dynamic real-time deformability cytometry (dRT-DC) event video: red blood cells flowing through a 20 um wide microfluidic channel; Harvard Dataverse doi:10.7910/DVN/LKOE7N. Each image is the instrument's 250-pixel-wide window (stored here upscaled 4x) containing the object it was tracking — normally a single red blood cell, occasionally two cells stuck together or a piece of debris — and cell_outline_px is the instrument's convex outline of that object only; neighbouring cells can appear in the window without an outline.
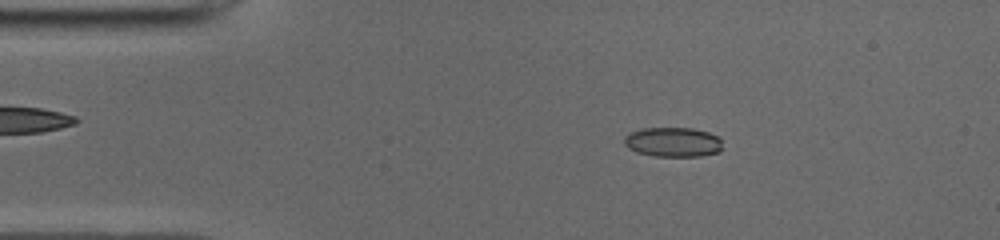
{"species": "common noctule bat (a hibernating species)", "species_latin": "Nyctalus noctula", "temperature_condition": "cold", "stored_images_in_passage": 50, "camera_frame_rate_fps": 3000, "um_per_image_px": 0.085, "animal": {"sex": "male", "body_mass_g": 19.0, "forearm_length_mm": 50.8}, "frame": {"image": 1, "passage_image": 8, "time_ms": 2.333, "image_size_px": [1000, 240], "cell_outline_px": [[724, 148], [720, 152], [700, 156], [652, 156], [636, 152], [628, 148], [624, 144], [624, 136], [632, 132], [644, 128], [692, 128], [708, 132], [716, 136], [720, 140]], "centroid_in_image_um": [57.21, 12.09], "position_along_channel_um": 27.8, "area_um2": 17.05}}
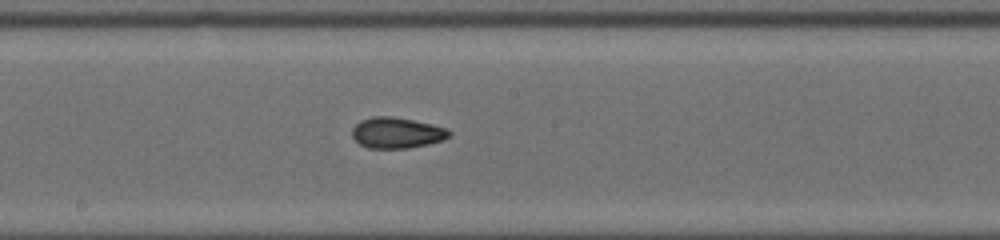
{"frame": {"image": 2, "passage_image": 26, "time_ms": 8.333, "image_size_px": [1000, 240], "cell_outline_px": [[452, 132], [444, 140], [428, 144], [408, 148], [368, 148], [360, 144], [352, 136], [352, 128], [360, 120], [372, 116], [392, 116], [432, 124], [444, 128]], "centroid_in_image_um": [33.7, 11.28], "position_along_channel_um": 214.5, "area_um2": 17.4}}
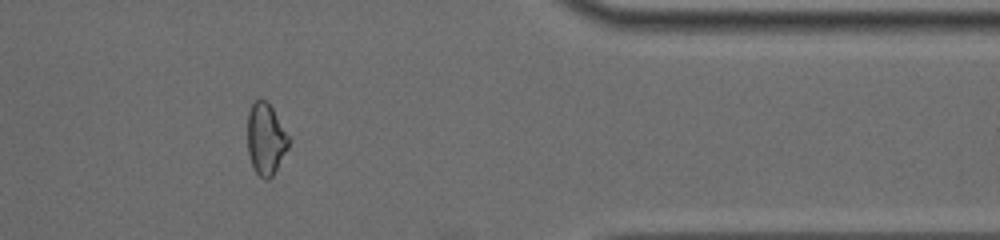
{"frame": {"image": 3, "passage_image": 41, "time_ms": 13.333, "image_size_px": [1000, 240], "cell_outline_px": [[288, 148], [272, 176], [268, 180], [264, 180], [256, 172], [252, 164], [248, 152], [248, 112], [252, 104], [256, 100], [264, 100], [272, 108], [288, 136]], "centroid_in_image_um": [22.57, 11.84], "position_along_channel_um": 388.8, "area_um2": 16.7}, "authors_computed_cell_mechanics": {"area_um2": 17.2533, "velocity_mm_per_s": 3.9501, "shape_relaxation_time_tau1_ms": 6.1211, "shape_relaxation_time_tau2_ms": 2.4308, "deformation_change_tau1": 0.1854, "deformation_change_tau2": 0.0782}}